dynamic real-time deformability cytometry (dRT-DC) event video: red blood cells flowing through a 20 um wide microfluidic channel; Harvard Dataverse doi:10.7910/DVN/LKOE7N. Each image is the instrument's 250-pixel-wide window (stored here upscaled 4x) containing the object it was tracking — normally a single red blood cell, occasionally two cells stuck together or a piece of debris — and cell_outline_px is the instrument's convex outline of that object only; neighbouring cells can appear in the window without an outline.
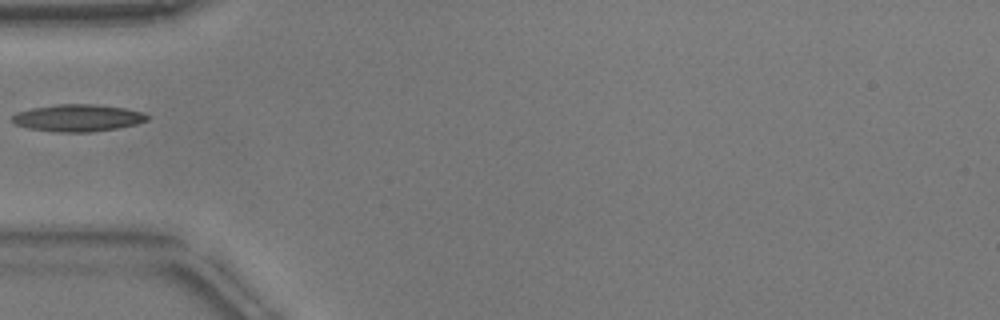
{"species": "common noctule bat (a hibernating species)", "species_latin": "Nyctalus noctula", "temperature_condition": "warm", "stored_images_in_passage": 16, "camera_frame_rate_fps": 3000, "um_per_image_px": 0.085, "animal": {"sex": "male", "body_mass_g": 17.9}, "frame": {"image": 1, "passage_image": 1, "time_ms": 0.0, "image_size_px": [1000, 320], "cell_outline_px": [[148, 120], [136, 124], [116, 128], [92, 132], [60, 132], [28, 128], [16, 124], [12, 120], [12, 116], [16, 112], [32, 108], [56, 104], [96, 104], [124, 108], [144, 112], [148, 116]], "centroid_in_image_um": [6.62, 10.01], "position_along_channel_um": 78.4, "area_um2": 21.27}}